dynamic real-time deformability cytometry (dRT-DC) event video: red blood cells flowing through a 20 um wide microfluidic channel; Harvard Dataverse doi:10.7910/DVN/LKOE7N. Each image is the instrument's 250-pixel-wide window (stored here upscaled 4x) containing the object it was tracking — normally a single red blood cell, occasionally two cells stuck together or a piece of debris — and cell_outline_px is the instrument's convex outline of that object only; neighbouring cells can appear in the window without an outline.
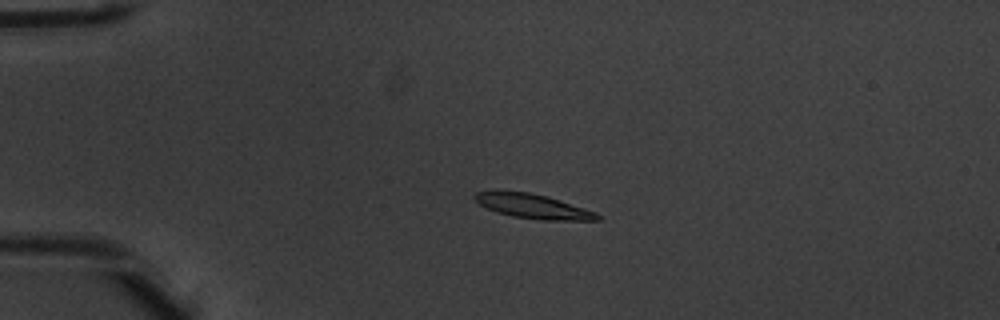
{"species": "common noctule bat (a hibernating species)", "species_latin": "Nyctalus noctula", "temperature_condition": "warm", "stored_images_in_passage": 5, "camera_frame_rate_fps": 3000, "um_per_image_px": 0.085, "animal": {"sex": "male", "body_mass_g": 20.1, "forearm_length_mm": 53.5}, "frame": {"image": 1, "passage_image": 4, "time_ms": 1.0, "image_size_px": [1000, 320], "cell_outline_px": [[604, 216], [600, 220], [540, 220], [512, 216], [496, 212], [480, 204], [472, 196], [476, 192], [496, 188], [528, 192], [548, 196], [596, 212]], "centroid_in_image_um": [45.26, 17.5], "position_along_channel_um": 39.7, "area_um2": 17.98}}